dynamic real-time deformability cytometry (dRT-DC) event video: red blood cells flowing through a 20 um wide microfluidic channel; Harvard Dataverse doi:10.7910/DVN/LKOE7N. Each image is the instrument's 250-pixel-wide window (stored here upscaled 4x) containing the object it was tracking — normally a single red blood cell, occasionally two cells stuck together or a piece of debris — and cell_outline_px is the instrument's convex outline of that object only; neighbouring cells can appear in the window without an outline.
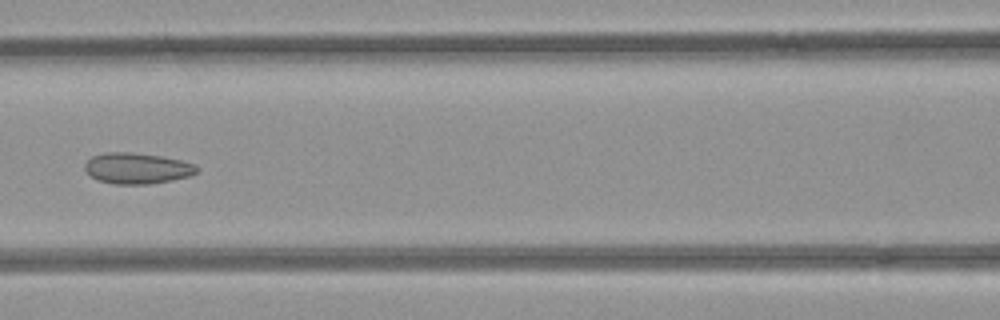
{"species": "common noctule bat (a hibernating species)", "species_latin": "Nyctalus noctula", "temperature_condition": "room temperature", "stored_images_in_passage": 7, "camera_frame_rate_fps": 3000, "um_per_image_px": 0.085, "animal": {"sex": "female", "body_mass_g": 21.9}, "frame": {"image": 1, "passage_image": 6, "time_ms": 1.667, "image_size_px": [1000, 320], "cell_outline_px": [[200, 168], [196, 172], [188, 176], [172, 180], [152, 184], [112, 184], [100, 180], [92, 176], [84, 168], [84, 164], [92, 156], [104, 152], [132, 152], [160, 156], [180, 160], [196, 164]], "centroid_in_image_um": [11.66, 14.3], "position_along_channel_um": 154.9, "area_um2": 20.17}}
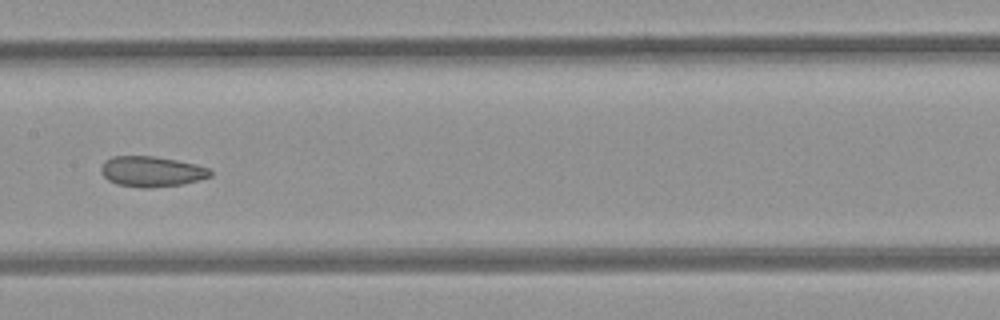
{"frame": {"image": 2, "passage_image": 7, "time_ms": 2.0, "image_size_px": [1000, 320], "cell_outline_px": [[212, 176], [200, 180], [184, 184], [152, 188], [140, 188], [116, 184], [108, 180], [100, 172], [100, 168], [104, 160], [112, 156], [152, 156], [176, 160], [196, 164], [208, 168], [212, 172]], "centroid_in_image_um": [12.87, 14.59], "position_along_channel_um": 194.5, "area_um2": 19.65}}